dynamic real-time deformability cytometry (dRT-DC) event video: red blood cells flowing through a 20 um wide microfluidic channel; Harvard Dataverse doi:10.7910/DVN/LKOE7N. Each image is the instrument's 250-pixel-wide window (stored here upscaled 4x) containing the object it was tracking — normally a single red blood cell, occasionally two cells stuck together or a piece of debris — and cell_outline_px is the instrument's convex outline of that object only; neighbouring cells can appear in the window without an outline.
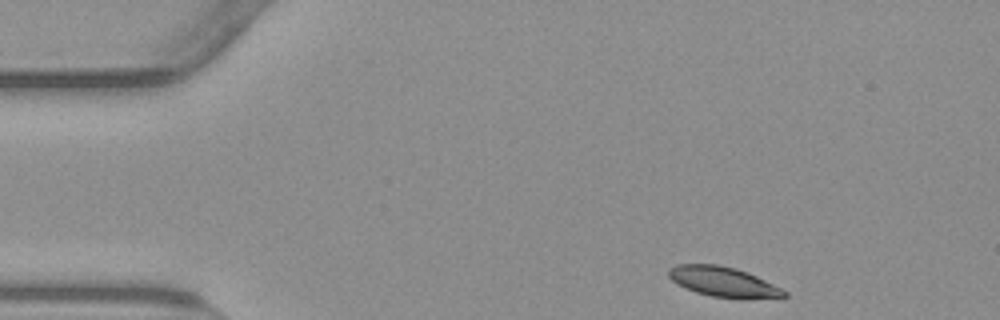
{"species": "common noctule bat (a hibernating species)", "species_latin": "Nyctalus noctula", "temperature_condition": "warm", "stored_images_in_passage": 48, "camera_frame_rate_fps": 3000, "um_per_image_px": 0.085, "animal": {"sex": "male", "body_mass_g": 23.1, "forearm_length_mm": 52.7}, "frame": {"image": 1, "passage_image": 1, "time_ms": 0.0, "image_size_px": [1000, 320], "cell_outline_px": [[788, 296], [744, 300], [740, 300], [712, 296], [696, 292], [676, 284], [668, 276], [668, 268], [676, 264], [716, 264], [732, 268], [756, 276], [788, 292]], "centroid_in_image_um": [61.46, 23.98], "position_along_channel_um": 23.5, "area_um2": 20.23}}
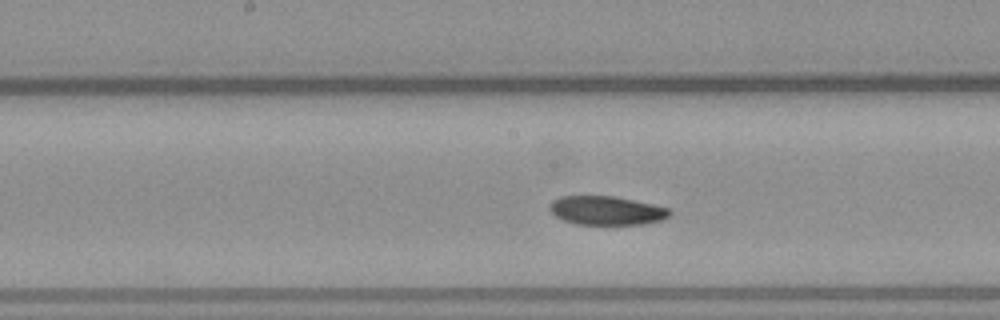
{"frame": {"image": 2, "passage_image": 21, "time_ms": 6.667, "image_size_px": [1000, 320], "cell_outline_px": [[672, 212], [668, 216], [660, 220], [644, 224], [576, 224], [564, 220], [556, 216], [548, 208], [552, 200], [560, 196], [616, 196], [652, 204], [668, 208]], "centroid_in_image_um": [51.53, 17.88], "position_along_channel_um": 196.7, "area_um2": 20.06}}
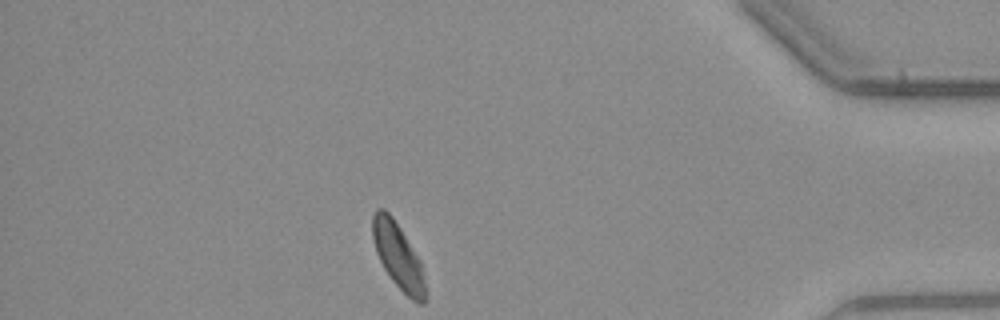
{"frame": {"image": 3, "passage_image": 41, "time_ms": 13.333, "image_size_px": [1000, 320], "cell_outline_px": [[428, 300], [424, 304], [420, 304], [412, 300], [392, 280], [384, 268], [376, 252], [372, 236], [372, 216], [376, 208], [384, 208], [392, 216], [400, 228], [420, 260]], "centroid_in_image_um": [33.84, 21.77], "position_along_channel_um": 401.4, "area_um2": 20.11}, "authors_computed_cell_mechanics": {"area_um2": 20.7791, "velocity_mm_per_s": 3.7536, "shape_relaxation_time_tau1_ms": 5.4146, "shape_relaxation_time_tau2_ms": null, "deformation_change_tau1": 0.1264, "deformation_change_tau2": null}}